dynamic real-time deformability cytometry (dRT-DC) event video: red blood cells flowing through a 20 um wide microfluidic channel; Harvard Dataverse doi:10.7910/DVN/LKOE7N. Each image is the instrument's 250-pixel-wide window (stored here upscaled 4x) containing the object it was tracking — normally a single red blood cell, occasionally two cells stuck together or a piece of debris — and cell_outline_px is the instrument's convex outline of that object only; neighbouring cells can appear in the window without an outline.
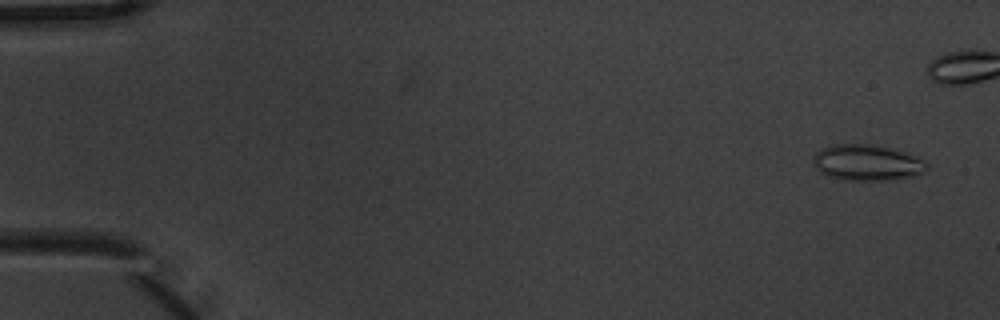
{"species": "common noctule bat (a hibernating species)", "species_latin": "Nyctalus noctula", "temperature_condition": "warm", "stored_images_in_passage": 6, "camera_frame_rate_fps": 3000, "um_per_image_px": 0.085, "animal": {"sex": "male", "body_mass_g": 20.1, "forearm_length_mm": 53.5}, "frame": {"image": 1, "passage_image": 1, "time_ms": 0.0, "image_size_px": [1000, 320], "cell_outline_px": [[928, 168], [924, 172], [912, 176], [892, 180], [840, 180], [820, 172], [816, 168], [812, 160], [812, 156], [820, 148], [828, 144], [872, 144], [920, 156], [928, 164]], "centroid_in_image_um": [73.68, 13.82], "position_along_channel_um": 11.3, "area_um2": 24.16}}
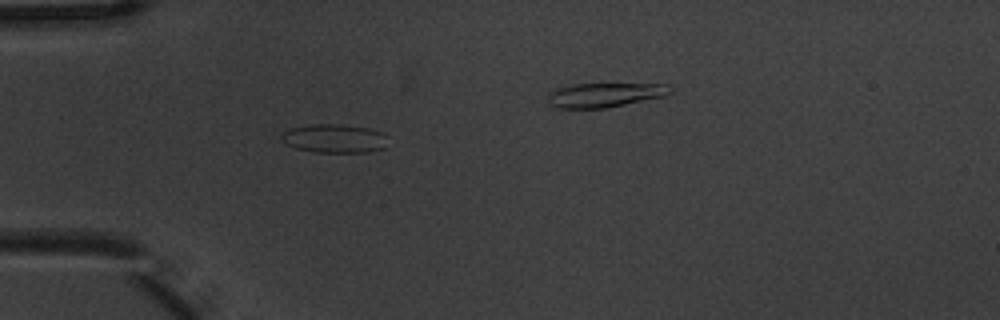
{"frame": {"image": 2, "passage_image": 5, "time_ms": 1.333, "image_size_px": [1000, 320], "cell_outline_px": [[384, 148], [368, 152], [312, 152], [296, 148], [288, 144], [280, 136], [284, 132], [292, 128], [308, 124], [340, 124], [368, 128], [384, 132]], "centroid_in_image_um": [28.41, 11.76], "position_along_channel_um": 56.6, "area_um2": 17.57}}